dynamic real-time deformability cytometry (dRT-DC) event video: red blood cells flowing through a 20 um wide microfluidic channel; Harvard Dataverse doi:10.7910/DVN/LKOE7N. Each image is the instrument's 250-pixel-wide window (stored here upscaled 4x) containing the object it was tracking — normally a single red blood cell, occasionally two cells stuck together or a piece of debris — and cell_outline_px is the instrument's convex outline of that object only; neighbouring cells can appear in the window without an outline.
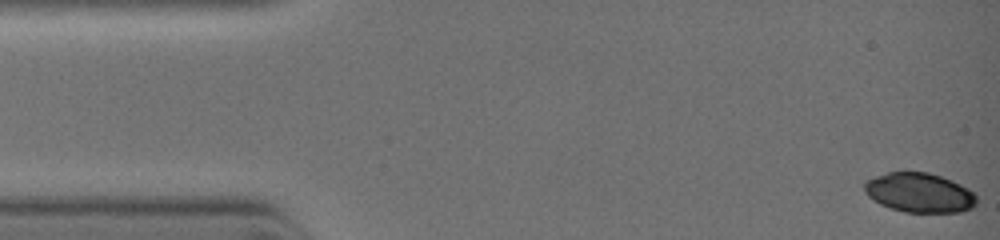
{"species": "common noctule bat (a hibernating species)", "species_latin": "Nyctalus noctula", "temperature_condition": "warm", "stored_images_in_passage": 13, "camera_frame_rate_fps": 3000, "um_per_image_px": 0.085, "animal": {"sex": "female", "body_mass_g": 19.0, "forearm_length_mm": 51.5}, "frame": {"image": 1, "passage_image": 1, "time_ms": 0.0, "image_size_px": [1000, 240], "cell_outline_px": [[976, 204], [972, 208], [960, 212], [904, 212], [880, 204], [872, 200], [864, 192], [864, 180], [888, 172], [904, 168], [928, 172], [952, 180], [968, 188], [976, 196]], "centroid_in_image_um": [78.1, 16.33], "position_along_channel_um": 6.9, "area_um2": 26.47}}
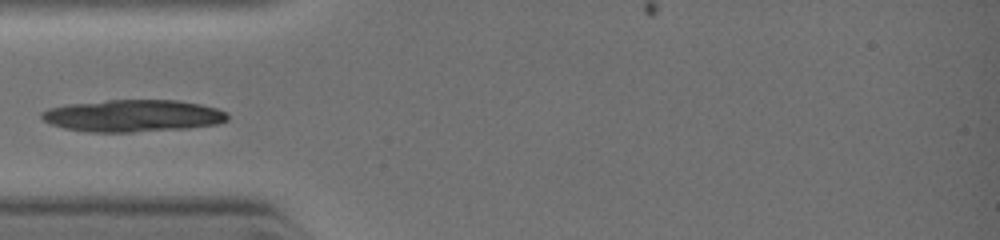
{"frame": {"image": 2, "passage_image": 10, "time_ms": 3.333, "image_size_px": [1000, 240], "cell_outline_px": [[228, 120], [216, 124], [188, 128], [132, 132], [84, 132], [64, 128], [52, 124], [44, 120], [40, 116], [40, 112], [48, 108], [68, 104], [108, 100], [176, 100], [200, 104], [216, 108], [224, 112], [228, 116]], "centroid_in_image_um": [11.26, 9.84], "position_along_channel_um": 73.7, "area_um2": 34.74}}
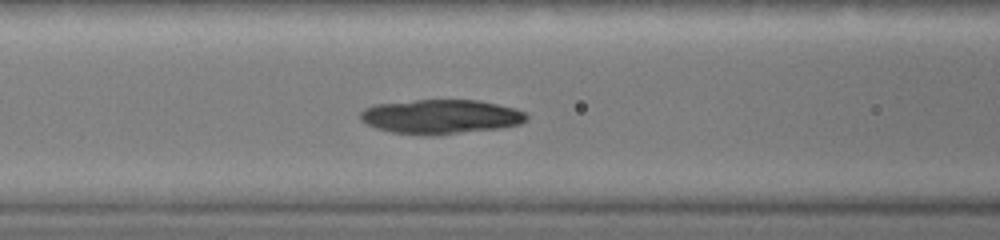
{"frame": {"image": 3, "passage_image": 13, "time_ms": 4.333, "image_size_px": [1000, 240], "cell_outline_px": [[528, 116], [520, 124], [500, 128], [432, 136], [428, 136], [392, 132], [376, 128], [360, 120], [360, 112], [364, 108], [372, 104], [416, 100], [480, 100], [516, 108], [524, 112]], "centroid_in_image_um": [37.44, 9.91], "position_along_channel_um": 129.2, "area_um2": 33.47}}